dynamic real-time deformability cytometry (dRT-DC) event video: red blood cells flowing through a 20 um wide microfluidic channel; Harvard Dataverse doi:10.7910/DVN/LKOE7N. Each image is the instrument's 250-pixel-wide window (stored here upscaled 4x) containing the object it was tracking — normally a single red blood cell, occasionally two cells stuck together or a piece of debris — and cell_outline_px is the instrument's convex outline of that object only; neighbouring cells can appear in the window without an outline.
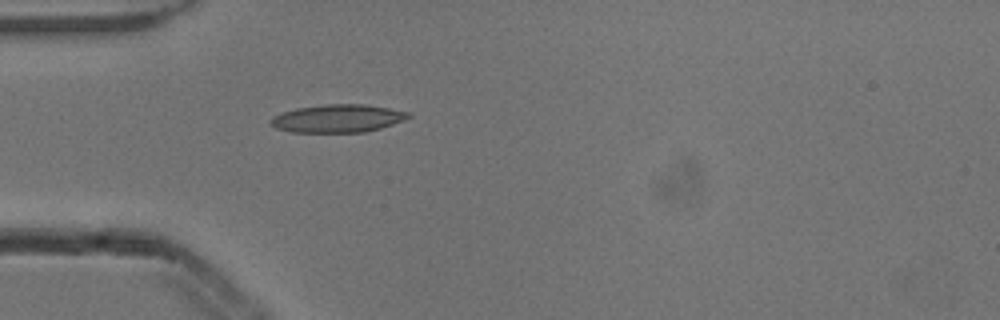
{"species": "common noctule bat (a hibernating species)", "species_latin": "Nyctalus noctula", "temperature_condition": "cold", "stored_images_in_passage": 1, "camera_frame_rate_fps": 3000, "um_per_image_px": 0.085, "animal": {"sex": "male", "body_mass_g": 13.3}, "frame": {"image": 1, "passage_image": 1, "time_ms": 0.0, "image_size_px": [1000, 320], "cell_outline_px": [[412, 116], [404, 120], [380, 128], [364, 132], [292, 132], [276, 128], [268, 124], [268, 120], [272, 116], [280, 112], [296, 108], [324, 104], [364, 104], [388, 108], [408, 112]], "centroid_in_image_um": [28.64, 10.06], "position_along_channel_um": 56.4, "area_um2": 22.54}}